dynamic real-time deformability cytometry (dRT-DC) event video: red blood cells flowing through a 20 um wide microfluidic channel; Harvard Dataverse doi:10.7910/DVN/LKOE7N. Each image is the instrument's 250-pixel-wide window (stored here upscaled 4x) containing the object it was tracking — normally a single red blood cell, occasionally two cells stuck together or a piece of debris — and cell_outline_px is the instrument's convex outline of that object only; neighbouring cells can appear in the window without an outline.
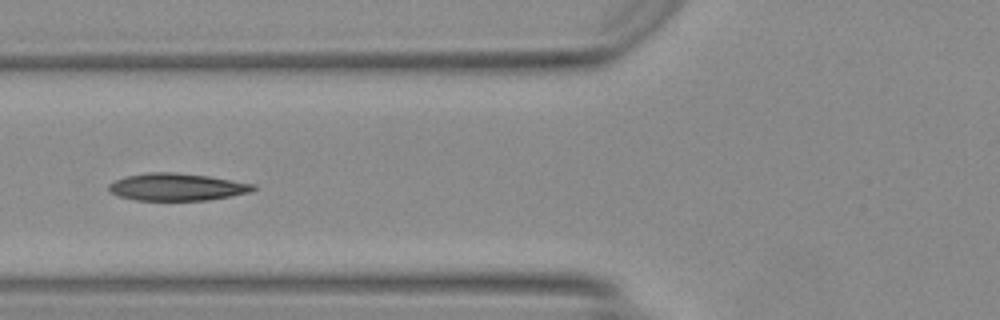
{"species": "Egyptian fruit bat (a non-hibernating species)", "species_latin": "Rousettus aegyptiacus", "temperature_condition": "warm", "stored_images_in_passage": 8, "camera_frame_rate_fps": 3000, "um_per_image_px": 0.085, "animal": {"sex": "female"}, "frame": {"image": 1, "passage_image": 5, "time_ms": 1.333, "image_size_px": [1000, 320], "cell_outline_px": [[256, 188], [252, 192], [232, 196], [208, 200], [136, 200], [120, 196], [108, 192], [108, 184], [124, 176], [148, 172], [172, 172], [208, 176], [256, 184]], "centroid_in_image_um": [15.04, 15.89], "position_along_channel_um": 110.8, "area_um2": 23.12}}